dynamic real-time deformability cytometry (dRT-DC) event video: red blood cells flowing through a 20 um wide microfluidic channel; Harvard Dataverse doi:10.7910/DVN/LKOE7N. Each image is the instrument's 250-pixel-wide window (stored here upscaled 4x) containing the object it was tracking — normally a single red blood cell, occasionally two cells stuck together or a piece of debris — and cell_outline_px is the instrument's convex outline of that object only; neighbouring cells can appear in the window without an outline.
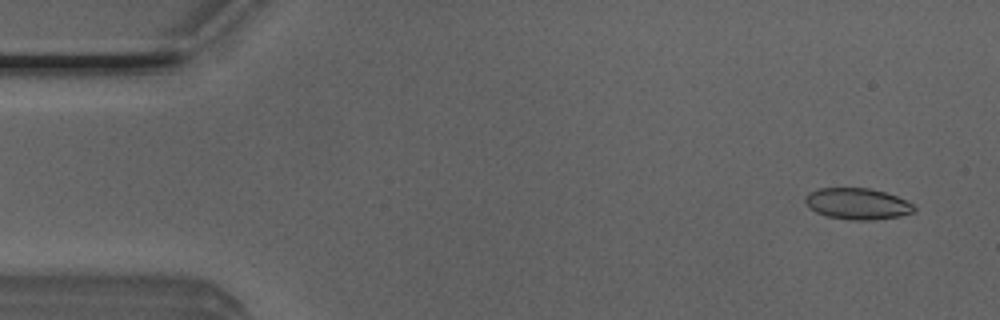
{"species": "Egyptian fruit bat (a non-hibernating species)", "species_latin": "Rousettus aegyptiacus", "temperature_condition": "room temperature", "stored_images_in_passage": 50, "camera_frame_rate_fps": 3000, "um_per_image_px": 0.085, "animal": {"sex": "male"}, "frame": {"image": 1, "passage_image": 3, "time_ms": 0.667, "image_size_px": [1000, 320], "cell_outline_px": [[916, 208], [912, 212], [900, 216], [872, 220], [852, 220], [828, 216], [816, 212], [808, 208], [804, 200], [804, 196], [808, 192], [816, 188], [868, 188], [884, 192], [896, 196], [912, 204]], "centroid_in_image_um": [72.81, 17.31], "position_along_channel_um": 12.2, "area_um2": 19.83}}
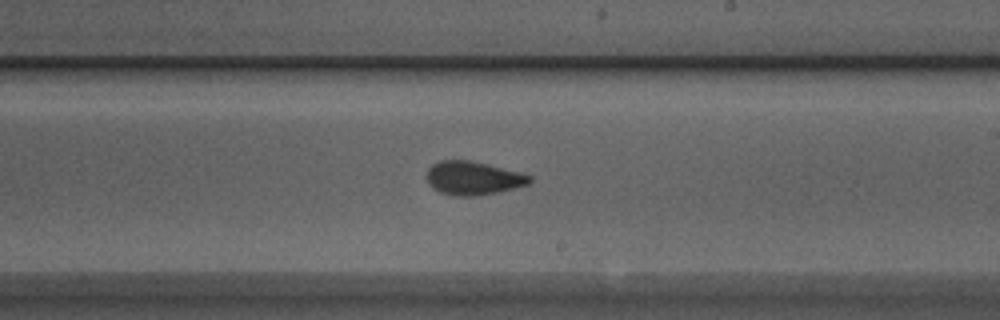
{"frame": {"image": 2, "passage_image": 29, "time_ms": 9.333, "image_size_px": [1000, 320], "cell_outline_px": [[532, 180], [528, 184], [500, 192], [472, 196], [452, 196], [440, 192], [432, 188], [428, 184], [424, 176], [428, 168], [432, 164], [440, 160], [468, 160], [524, 172], [532, 176]], "centroid_in_image_um": [40.19, 15.14], "position_along_channel_um": 248.8, "area_um2": 20.52}}
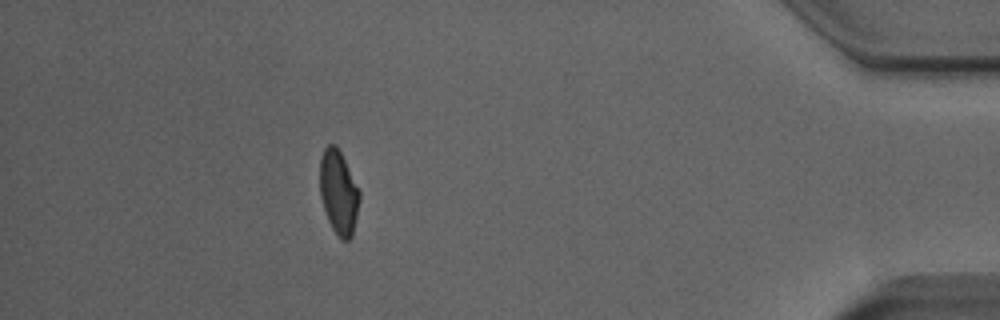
{"frame": {"image": 3, "passage_image": 45, "time_ms": 14.667, "image_size_px": [1000, 320], "cell_outline_px": [[360, 200], [352, 236], [348, 240], [340, 240], [332, 228], [328, 220], [320, 196], [320, 160], [324, 148], [328, 144], [336, 144], [360, 192]], "centroid_in_image_um": [28.77, 16.36], "position_along_channel_um": 406.4, "area_um2": 19.25}, "authors_computed_cell_mechanics": {"area_um2": 19.941, "velocity_mm_per_s": 4.0224, "shape_relaxation_time_tau1_ms": null, "shape_relaxation_time_tau2_ms": 1.4121, "deformation_change_tau1": null, "deformation_change_tau2": 0.0742}}